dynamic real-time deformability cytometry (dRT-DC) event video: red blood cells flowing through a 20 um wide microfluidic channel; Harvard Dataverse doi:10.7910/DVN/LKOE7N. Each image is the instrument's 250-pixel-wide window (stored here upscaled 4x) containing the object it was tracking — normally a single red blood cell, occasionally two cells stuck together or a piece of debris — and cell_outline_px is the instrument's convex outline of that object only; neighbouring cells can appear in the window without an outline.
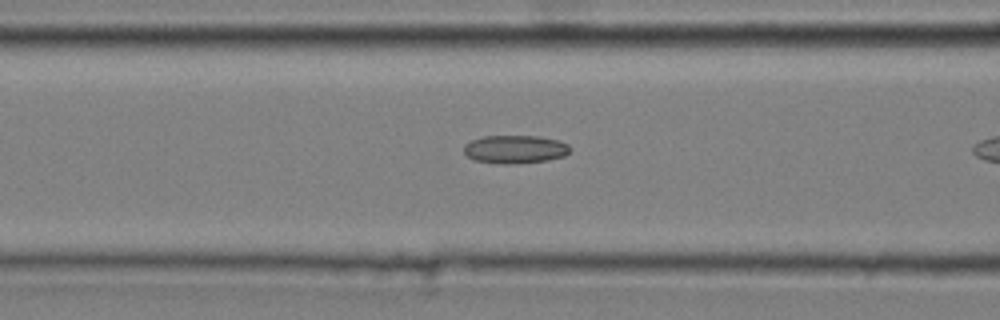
{"species": "common noctule bat (a hibernating species)", "species_latin": "Nyctalus noctula", "temperature_condition": "cold", "stored_images_in_passage": 10, "camera_frame_rate_fps": 3000, "um_per_image_px": 0.085, "animal": {"sex": "male", "body_mass_g": 20.4}, "frame": {"image": 1, "passage_image": 9, "time_ms": 2.667, "image_size_px": [1000, 320], "cell_outline_px": [[572, 148], [564, 156], [548, 160], [516, 164], [496, 164], [476, 160], [468, 156], [464, 152], [464, 144], [472, 140], [484, 136], [536, 136], [560, 140], [568, 144]], "centroid_in_image_um": [43.8, 12.69], "position_along_channel_um": 122.8, "area_um2": 17.57}}